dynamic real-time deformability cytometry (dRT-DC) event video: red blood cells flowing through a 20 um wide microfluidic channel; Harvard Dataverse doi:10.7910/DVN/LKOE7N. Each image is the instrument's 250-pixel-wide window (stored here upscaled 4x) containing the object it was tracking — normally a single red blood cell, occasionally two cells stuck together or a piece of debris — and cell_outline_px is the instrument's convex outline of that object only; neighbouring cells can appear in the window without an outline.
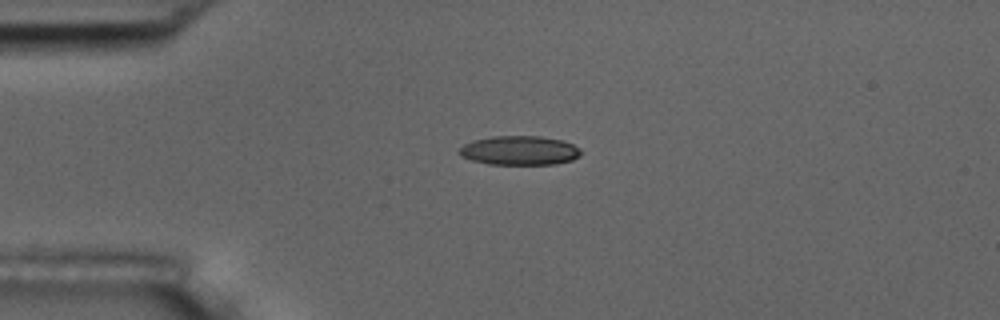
{"species": "common noctule bat (a hibernating species)", "species_latin": "Nyctalus noctula", "temperature_condition": "room temperature", "stored_images_in_passage": 6, "camera_frame_rate_fps": 3000, "um_per_image_px": 0.085, "animal": {"sex": "male", "body_mass_g": 17.5, "forearm_length_mm": 52.3}, "frame": {"image": 1, "passage_image": 6, "time_ms": 6.667, "image_size_px": [1000, 320], "cell_outline_px": [[580, 156], [572, 160], [556, 164], [488, 164], [472, 160], [460, 156], [456, 152], [464, 144], [472, 140], [492, 136], [540, 136], [564, 140], [580, 148]], "centroid_in_image_um": [44.14, 12.78], "position_along_channel_um": 40.9, "area_um2": 20.87}}